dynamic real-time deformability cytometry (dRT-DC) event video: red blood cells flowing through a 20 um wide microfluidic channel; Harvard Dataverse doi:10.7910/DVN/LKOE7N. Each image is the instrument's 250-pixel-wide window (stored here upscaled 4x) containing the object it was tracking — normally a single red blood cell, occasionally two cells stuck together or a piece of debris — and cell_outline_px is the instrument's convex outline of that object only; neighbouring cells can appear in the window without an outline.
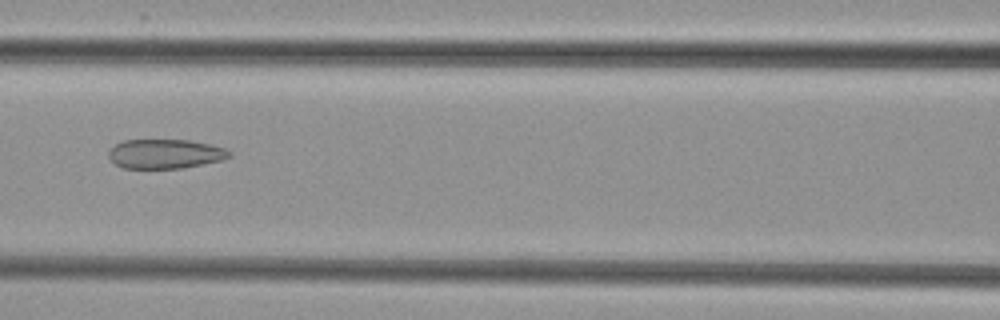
{"species": "common noctule bat (a hibernating species)", "species_latin": "Nyctalus noctula", "temperature_condition": "cold", "stored_images_in_passage": 3, "camera_frame_rate_fps": 3000, "um_per_image_px": 0.085, "animal": {"sex": "female", "body_mass_g": 29.2, "forearm_length_mm": 56.3}, "frame": {"image": 1, "passage_image": 3, "time_ms": 2.333, "image_size_px": [1000, 320], "cell_outline_px": [[232, 156], [220, 160], [184, 168], [124, 168], [116, 164], [108, 156], [108, 152], [116, 144], [124, 140], [188, 140], [208, 144], [224, 148], [232, 152]], "centroid_in_image_um": [14.04, 13.08], "position_along_channel_um": 152.6, "area_um2": 20.46}}